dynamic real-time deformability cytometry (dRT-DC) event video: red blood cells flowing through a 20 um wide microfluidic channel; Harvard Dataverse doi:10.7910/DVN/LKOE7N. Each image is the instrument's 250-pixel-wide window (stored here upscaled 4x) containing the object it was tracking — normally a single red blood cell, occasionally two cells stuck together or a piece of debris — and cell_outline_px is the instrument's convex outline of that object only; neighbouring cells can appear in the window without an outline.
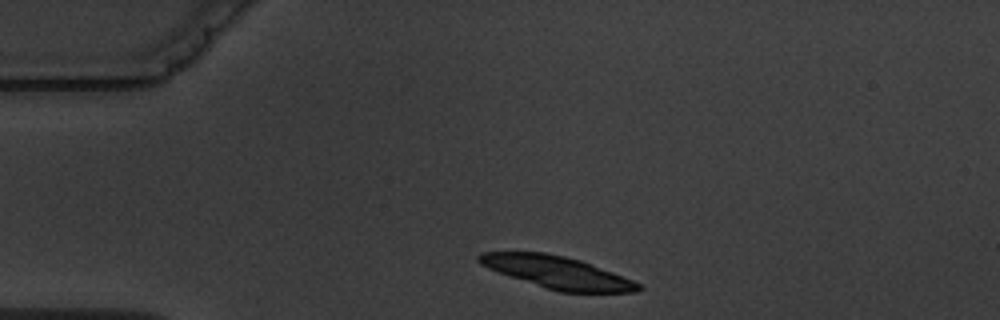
{"species": "common noctule bat (a hibernating species)", "species_latin": "Nyctalus noctula", "temperature_condition": "warm", "stored_images_in_passage": 12, "camera_frame_rate_fps": 3000, "um_per_image_px": 0.085, "animal": {"sex": "male", "body_mass_g": 19.5, "forearm_length_mm": 54.6}, "frame": {"image": 1, "passage_image": 1, "time_ms": 0.0, "image_size_px": [1000, 320], "cell_outline_px": [[644, 288], [636, 292], [560, 292], [544, 288], [488, 268], [480, 264], [476, 260], [476, 256], [480, 252], [544, 252], [564, 256], [580, 260], [612, 272], [632, 280], [640, 284]], "centroid_in_image_um": [47.34, 23.15], "position_along_channel_um": 37.7, "area_um2": 29.71}}